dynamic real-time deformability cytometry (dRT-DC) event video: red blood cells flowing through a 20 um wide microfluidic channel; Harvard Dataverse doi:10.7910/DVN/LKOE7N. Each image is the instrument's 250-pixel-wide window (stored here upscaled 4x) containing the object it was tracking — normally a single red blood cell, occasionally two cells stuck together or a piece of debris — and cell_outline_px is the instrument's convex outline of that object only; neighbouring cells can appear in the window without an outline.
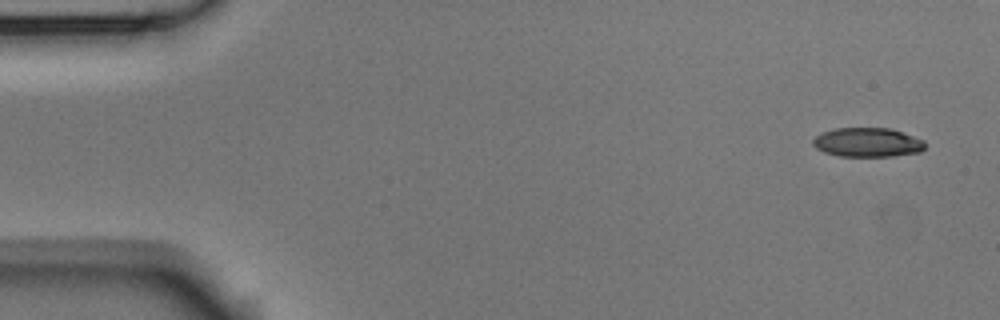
{"species": "Egyptian fruit bat (a non-hibernating species)", "species_latin": "Rousettus aegyptiacus", "temperature_condition": "room temperature", "stored_images_in_passage": 9, "camera_frame_rate_fps": 3000, "um_per_image_px": 0.085, "animal": {"sex": "male"}, "frame": {"image": 1, "passage_image": 1, "time_ms": 0.0, "image_size_px": [1000, 320], "cell_outline_px": [[924, 148], [920, 152], [892, 156], [840, 156], [824, 152], [816, 148], [812, 144], [812, 140], [820, 132], [836, 128], [892, 128], [924, 140]], "centroid_in_image_um": [73.72, 12.09], "position_along_channel_um": 11.3, "area_um2": 19.13}}
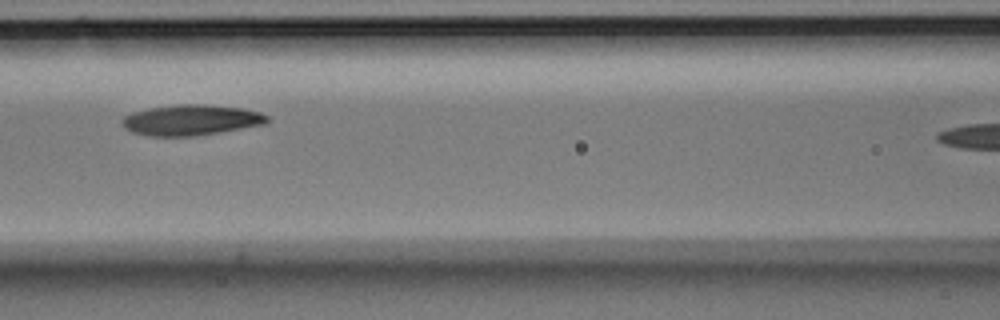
{"frame": {"image": 2, "passage_image": 7, "time_ms": 2.0, "image_size_px": [1000, 320], "cell_outline_px": [[268, 120], [264, 124], [192, 136], [152, 136], [132, 132], [124, 128], [120, 120], [124, 116], [132, 112], [148, 108], [176, 104], [204, 104], [244, 108], [260, 112], [268, 116]], "centroid_in_image_um": [16.19, 10.18], "position_along_channel_um": 150.4, "area_um2": 25.78}}
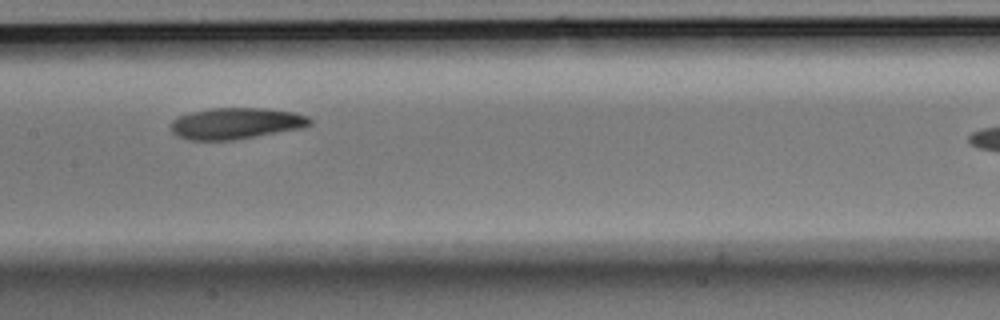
{"frame": {"image": 3, "passage_image": 8, "time_ms": 2.333, "image_size_px": [1000, 320], "cell_outline_px": [[312, 124], [304, 128], [236, 140], [192, 140], [180, 136], [172, 132], [172, 120], [180, 116], [192, 112], [208, 108], [264, 108], [296, 112], [308, 116], [312, 120]], "centroid_in_image_um": [20.14, 10.48], "position_along_channel_um": 187.3, "area_um2": 25.49}}